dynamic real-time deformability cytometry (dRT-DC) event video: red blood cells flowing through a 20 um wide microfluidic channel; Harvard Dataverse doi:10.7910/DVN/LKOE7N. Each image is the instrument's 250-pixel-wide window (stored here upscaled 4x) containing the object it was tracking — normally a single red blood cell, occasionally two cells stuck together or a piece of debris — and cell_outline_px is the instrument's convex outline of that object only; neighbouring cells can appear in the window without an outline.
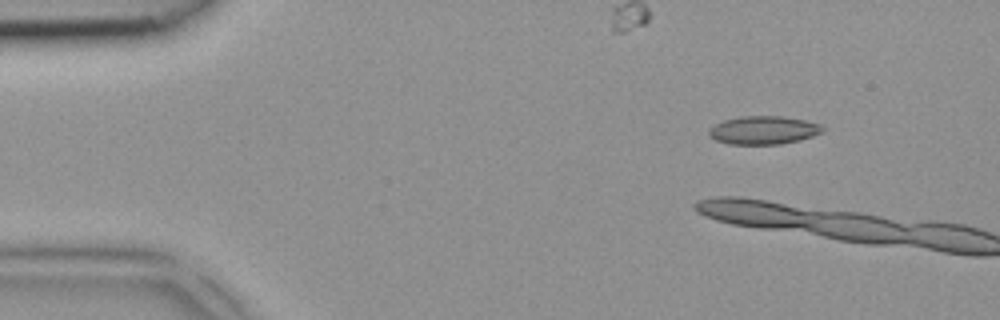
{"species": "common noctule bat (a hibernating species)", "species_latin": "Nyctalus noctula", "temperature_condition": "room temperature", "stored_images_in_passage": 7, "camera_frame_rate_fps": 3000, "um_per_image_px": 0.085, "animal": {"sex": "female", "body_mass_g": 18.4}, "frame": {"image": 1, "passage_image": 1, "time_ms": 0.0, "image_size_px": [1000, 320], "cell_outline_px": [[824, 128], [820, 132], [812, 136], [800, 140], [780, 144], [728, 144], [716, 140], [708, 136], [708, 128], [724, 120], [740, 116], [784, 116], [804, 120], [820, 124]], "centroid_in_image_um": [64.86, 11.06], "position_along_channel_um": 20.1, "area_um2": 18.73}}
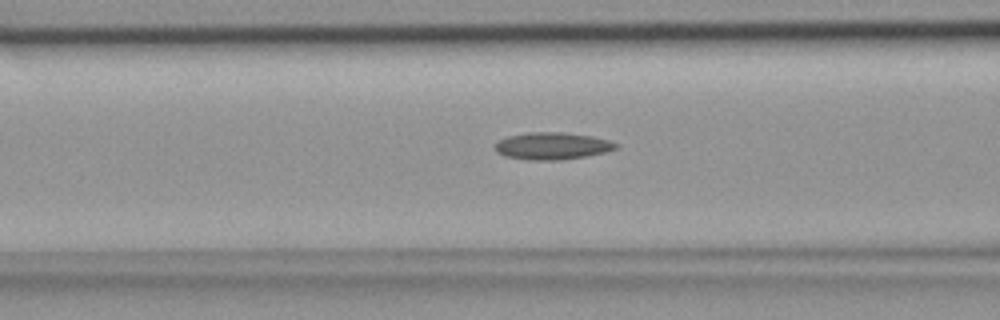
{"frame": {"image": 2, "passage_image": 7, "time_ms": 2.0, "image_size_px": [1000, 320], "cell_outline_px": [[616, 148], [604, 152], [584, 156], [560, 160], [528, 160], [504, 156], [496, 152], [492, 144], [496, 140], [508, 136], [528, 132], [564, 132], [592, 136], [608, 140], [616, 144]], "centroid_in_image_um": [46.83, 12.4], "position_along_channel_um": 119.8, "area_um2": 19.19}}